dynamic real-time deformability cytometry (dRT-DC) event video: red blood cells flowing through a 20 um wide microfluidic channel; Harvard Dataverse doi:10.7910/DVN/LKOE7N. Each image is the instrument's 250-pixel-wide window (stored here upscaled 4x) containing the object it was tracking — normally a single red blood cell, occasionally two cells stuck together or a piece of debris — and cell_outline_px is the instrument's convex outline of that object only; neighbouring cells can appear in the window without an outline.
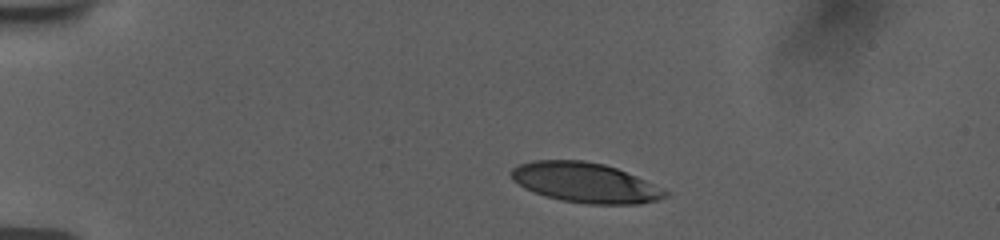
{"species": "human", "species_latin": "Homo sapiens", "temperature_condition": "room temperature", "stored_images_in_passage": 44, "camera_frame_rate_fps": 3000, "um_per_image_px": 0.085, "donor": {"sex": "female"}, "frame": {"image": 1, "passage_image": 1, "time_ms": 0.0, "image_size_px": [1000, 240], "cell_outline_px": [[672, 192], [668, 196], [656, 200], [640, 204], [588, 204], [560, 200], [524, 188], [512, 180], [512, 168], [520, 164], [532, 160], [584, 160], [604, 164], [616, 168], [636, 176]], "centroid_in_image_um": [49.78, 15.52], "position_along_channel_um": 35.2, "area_um2": 35.78}}
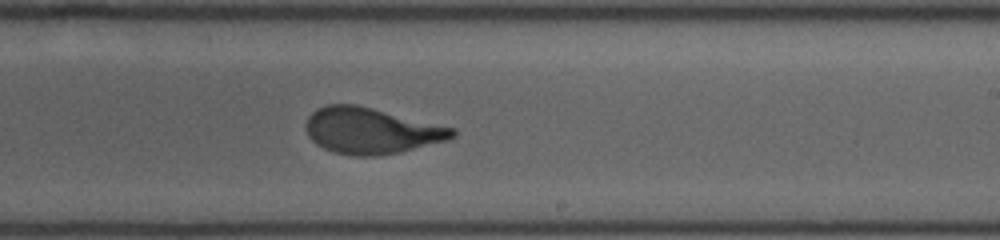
{"frame": {"image": 2, "passage_image": 24, "time_ms": 7.667, "image_size_px": [1000, 240], "cell_outline_px": [[456, 136], [448, 140], [400, 152], [372, 156], [352, 156], [332, 152], [316, 144], [308, 136], [304, 124], [308, 116], [316, 108], [328, 104], [356, 104], [456, 128]], "centroid_in_image_um": [31.53, 11.11], "position_along_channel_um": 257.5, "area_um2": 39.54}}
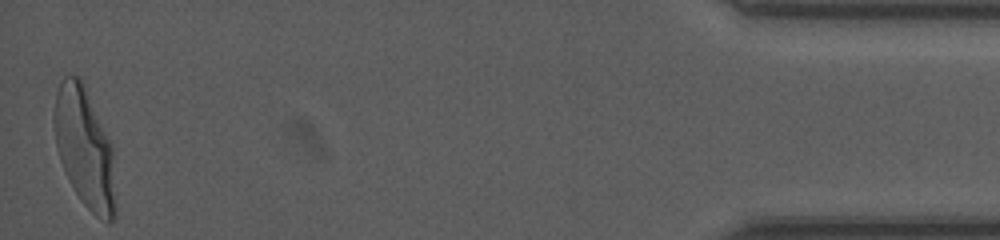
{"frame": {"image": 3, "passage_image": 44, "time_ms": 14.333, "image_size_px": [1000, 240], "cell_outline_px": [[116, 216], [108, 224], [96, 216], [84, 204], [76, 192], [60, 160], [56, 144], [52, 116], [52, 112], [56, 92], [60, 80], [64, 76], [76, 76], [84, 84], [112, 144], [116, 204]], "centroid_in_image_um": [7.2, 12.57], "position_along_channel_um": 428.0, "area_um2": 42.95}, "authors_computed_cell_mechanics": {"area_um2": 39.5352, "velocity_mm_per_s": 3.7366, "shape_relaxation_time_tau1_ms": 4.6011, "shape_relaxation_time_tau2_ms": 0.8748, "deformation_change_tau1": 0.2388, "deformation_change_tau2": 0.0635}}